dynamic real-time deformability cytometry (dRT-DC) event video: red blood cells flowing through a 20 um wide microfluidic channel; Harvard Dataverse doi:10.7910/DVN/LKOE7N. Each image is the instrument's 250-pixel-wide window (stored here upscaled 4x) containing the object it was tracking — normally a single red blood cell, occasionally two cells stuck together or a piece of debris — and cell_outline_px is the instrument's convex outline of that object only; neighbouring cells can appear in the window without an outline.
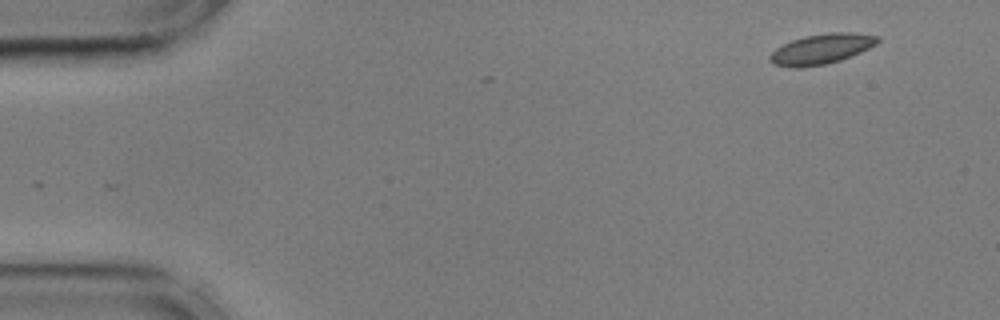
{"species": "common noctule bat (a hibernating species)", "species_latin": "Nyctalus noctula", "temperature_condition": "cold", "stored_images_in_passage": 4, "camera_frame_rate_fps": 3000, "um_per_image_px": 0.085, "animal": {"sex": "male", "body_mass_g": 17.9, "forearm_length_mm": 54.2}, "frame": {"image": 1, "passage_image": 1, "time_ms": 0.0, "image_size_px": [1000, 320], "cell_outline_px": [[880, 40], [876, 44], [860, 52], [840, 60], [824, 64], [800, 68], [796, 68], [772, 64], [768, 60], [768, 56], [776, 48], [792, 40], [804, 36], [828, 32], [852, 32], [880, 36]], "centroid_in_image_um": [69.8, 4.16], "position_along_channel_um": 15.2, "area_um2": 18.96}}